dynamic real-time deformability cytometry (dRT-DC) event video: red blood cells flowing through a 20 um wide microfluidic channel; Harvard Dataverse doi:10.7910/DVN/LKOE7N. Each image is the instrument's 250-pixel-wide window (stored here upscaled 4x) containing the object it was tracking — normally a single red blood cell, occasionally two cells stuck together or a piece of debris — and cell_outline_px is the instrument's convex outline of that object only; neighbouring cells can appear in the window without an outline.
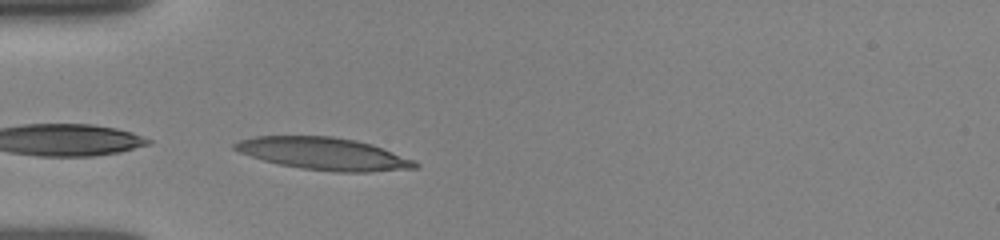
{"species": "human", "species_latin": "Homo sapiens", "temperature_condition": "room temperature", "stored_images_in_passage": 11, "camera_frame_rate_fps": 3000, "um_per_image_px": 0.085, "donor": {"sex": "female"}, "frame": {"image": 1, "passage_image": 1, "time_ms": 0.0, "image_size_px": [1000, 240], "cell_outline_px": [[420, 168], [368, 172], [336, 172], [300, 168], [280, 164], [264, 160], [240, 152], [232, 148], [232, 144], [240, 140], [256, 136], [332, 136], [356, 140], [372, 144], [416, 160], [420, 164]], "centroid_in_image_um": [27.58, 13.07], "position_along_channel_um": 57.4, "area_um2": 34.1}}
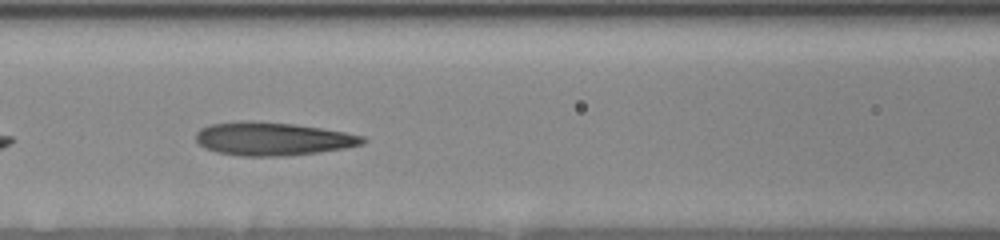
{"frame": {"image": 2, "passage_image": 8, "time_ms": 2.333, "image_size_px": [1000, 240], "cell_outline_px": [[368, 140], [364, 144], [344, 148], [320, 152], [284, 156], [240, 156], [216, 152], [204, 148], [196, 140], [196, 132], [200, 128], [212, 124], [240, 120], [248, 120], [296, 124], [344, 132], [364, 136]], "centroid_in_image_um": [23.17, 11.8], "position_along_channel_um": 143.4, "area_um2": 32.54}}
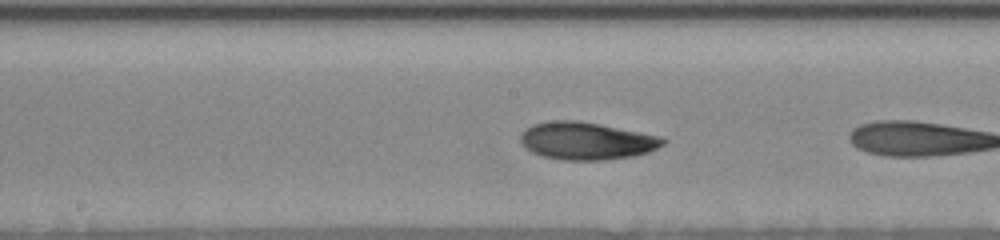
{"frame": {"image": 3, "passage_image": 10, "time_ms": 3.0, "image_size_px": [1000, 240], "cell_outline_px": [[668, 140], [664, 144], [648, 152], [632, 156], [604, 160], [564, 160], [540, 156], [532, 152], [520, 140], [520, 136], [532, 124], [552, 120], [576, 120], [660, 136]], "centroid_in_image_um": [49.85, 11.98], "position_along_channel_um": 198.3, "area_um2": 30.81}}